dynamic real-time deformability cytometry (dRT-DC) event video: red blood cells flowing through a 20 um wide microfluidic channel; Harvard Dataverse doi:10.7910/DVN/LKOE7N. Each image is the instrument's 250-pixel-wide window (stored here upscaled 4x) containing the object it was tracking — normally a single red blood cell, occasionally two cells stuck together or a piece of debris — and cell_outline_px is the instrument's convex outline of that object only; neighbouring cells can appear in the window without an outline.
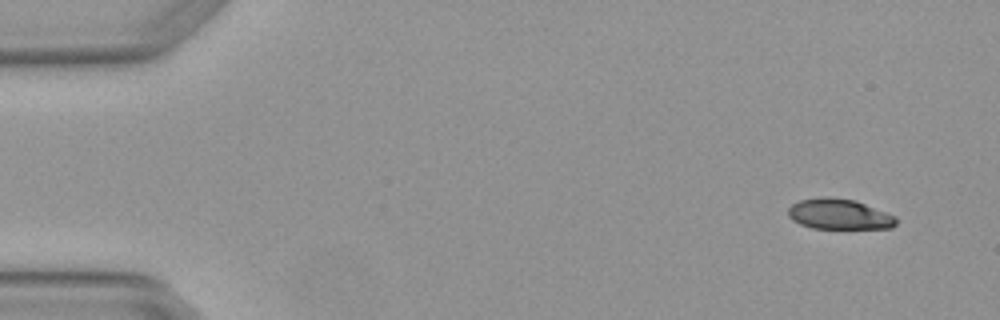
{"species": "Egyptian fruit bat (a non-hibernating species)", "species_latin": "Rousettus aegyptiacus", "temperature_condition": "warm", "stored_images_in_passage": 4, "camera_frame_rate_fps": 3000, "um_per_image_px": 0.085, "animal": {"sex": "female"}, "frame": {"image": 1, "passage_image": 1, "time_ms": 0.0, "image_size_px": [1000, 320], "cell_outline_px": [[896, 224], [892, 228], [812, 228], [800, 224], [792, 220], [788, 216], [788, 208], [792, 204], [800, 200], [824, 196], [856, 200], [896, 216]], "centroid_in_image_um": [71.32, 18.2], "position_along_channel_um": 13.7, "area_um2": 19.19}}
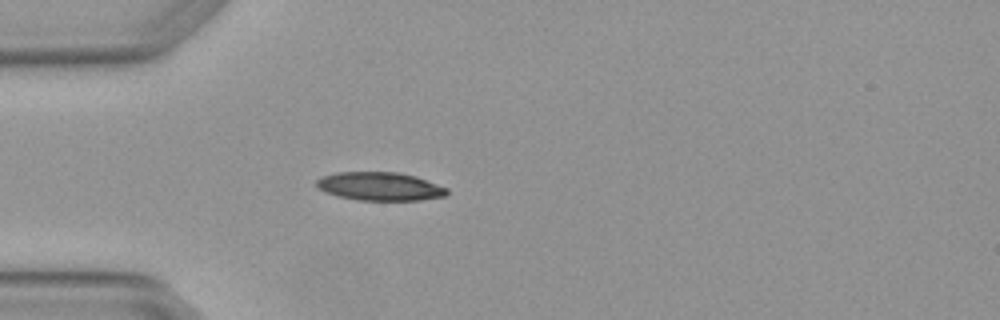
{"frame": {"image": 2, "passage_image": 4, "time_ms": 1.0, "image_size_px": [1000, 320], "cell_outline_px": [[448, 192], [444, 196], [420, 200], [356, 200], [336, 196], [324, 192], [316, 188], [316, 180], [324, 176], [336, 172], [396, 172], [416, 176], [448, 188]], "centroid_in_image_um": [32.25, 15.84], "position_along_channel_um": 52.7, "area_um2": 21.68}}